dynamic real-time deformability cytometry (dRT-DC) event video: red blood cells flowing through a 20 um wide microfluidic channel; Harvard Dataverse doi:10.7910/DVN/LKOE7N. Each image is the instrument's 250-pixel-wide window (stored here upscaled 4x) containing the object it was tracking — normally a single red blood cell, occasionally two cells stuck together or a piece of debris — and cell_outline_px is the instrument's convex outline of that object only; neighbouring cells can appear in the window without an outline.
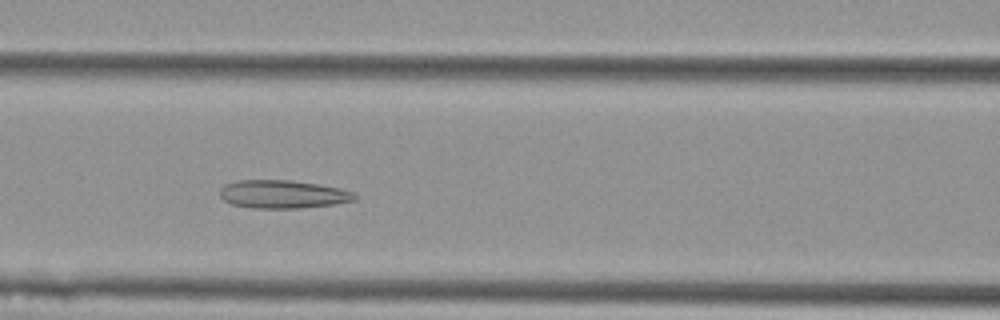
{"species": "Egyptian fruit bat (a non-hibernating species)", "species_latin": "Rousettus aegyptiacus", "temperature_condition": "cold", "stored_images_in_passage": 9, "camera_frame_rate_fps": 3000, "um_per_image_px": 0.085, "animal": {"sex": "female"}, "frame": {"image": 1, "passage_image": 6, "time_ms": 1.667, "image_size_px": [1000, 320], "cell_outline_px": [[356, 200], [336, 204], [300, 208], [252, 208], [232, 204], [224, 200], [220, 196], [220, 188], [224, 184], [240, 180], [288, 180], [316, 184], [340, 188], [352, 192], [356, 196]], "centroid_in_image_um": [24.02, 16.51], "position_along_channel_um": 142.6, "area_um2": 22.08}}
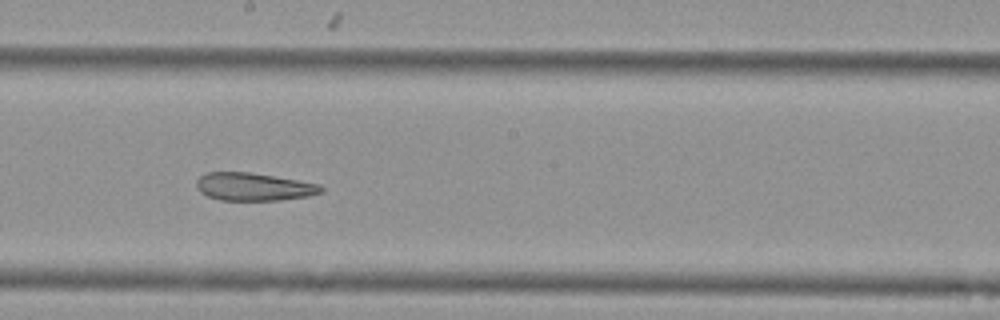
{"frame": {"image": 2, "passage_image": 8, "time_ms": 2.333, "image_size_px": [1000, 320], "cell_outline_px": [[324, 192], [308, 196], [280, 200], [220, 200], [208, 196], [200, 192], [196, 188], [196, 180], [200, 176], [208, 172], [248, 172], [320, 184], [324, 188]], "centroid_in_image_um": [21.56, 15.88], "position_along_channel_um": 226.6, "area_um2": 20.17}}
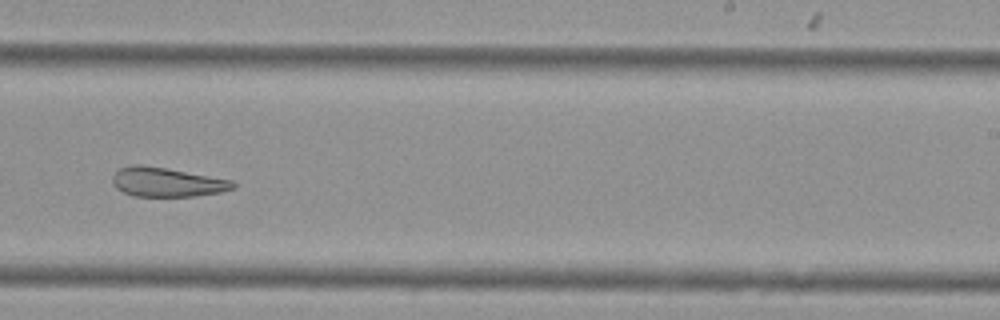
{"frame": {"image": 3, "passage_image": 9, "time_ms": 2.667, "image_size_px": [1000, 320], "cell_outline_px": [[236, 188], [220, 192], [192, 196], [132, 196], [116, 188], [112, 180], [112, 176], [120, 168], [132, 164], [140, 164], [164, 168], [232, 180], [236, 184]], "centroid_in_image_um": [14.17, 15.48], "position_along_channel_um": 274.8, "area_um2": 20.35}}